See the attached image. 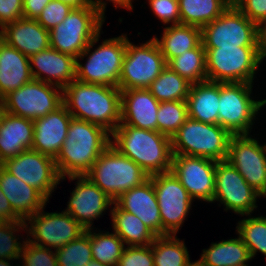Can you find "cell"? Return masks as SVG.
<instances>
[{
  "label": "cell",
  "mask_w": 266,
  "mask_h": 266,
  "mask_svg": "<svg viewBox=\"0 0 266 266\" xmlns=\"http://www.w3.org/2000/svg\"><path fill=\"white\" fill-rule=\"evenodd\" d=\"M181 24L203 28L218 18L232 0H178Z\"/></svg>",
  "instance_id": "1f68e13d"
},
{
  "label": "cell",
  "mask_w": 266,
  "mask_h": 266,
  "mask_svg": "<svg viewBox=\"0 0 266 266\" xmlns=\"http://www.w3.org/2000/svg\"><path fill=\"white\" fill-rule=\"evenodd\" d=\"M148 3L154 16L163 22V26L181 24L178 0H148Z\"/></svg>",
  "instance_id": "7bdbcfd3"
},
{
  "label": "cell",
  "mask_w": 266,
  "mask_h": 266,
  "mask_svg": "<svg viewBox=\"0 0 266 266\" xmlns=\"http://www.w3.org/2000/svg\"><path fill=\"white\" fill-rule=\"evenodd\" d=\"M160 102L148 89L121 90V122L140 129L157 131V112Z\"/></svg>",
  "instance_id": "603a6c76"
},
{
  "label": "cell",
  "mask_w": 266,
  "mask_h": 266,
  "mask_svg": "<svg viewBox=\"0 0 266 266\" xmlns=\"http://www.w3.org/2000/svg\"><path fill=\"white\" fill-rule=\"evenodd\" d=\"M32 78L62 89L76 79V59L52 47L29 57Z\"/></svg>",
  "instance_id": "ffe728a7"
},
{
  "label": "cell",
  "mask_w": 266,
  "mask_h": 266,
  "mask_svg": "<svg viewBox=\"0 0 266 266\" xmlns=\"http://www.w3.org/2000/svg\"><path fill=\"white\" fill-rule=\"evenodd\" d=\"M207 80L218 83L254 84L263 63L257 46L204 48Z\"/></svg>",
  "instance_id": "ba28073f"
},
{
  "label": "cell",
  "mask_w": 266,
  "mask_h": 266,
  "mask_svg": "<svg viewBox=\"0 0 266 266\" xmlns=\"http://www.w3.org/2000/svg\"><path fill=\"white\" fill-rule=\"evenodd\" d=\"M86 266H110V265H105V264H102L98 261H95V260H92L89 264H87Z\"/></svg>",
  "instance_id": "db71d44e"
},
{
  "label": "cell",
  "mask_w": 266,
  "mask_h": 266,
  "mask_svg": "<svg viewBox=\"0 0 266 266\" xmlns=\"http://www.w3.org/2000/svg\"><path fill=\"white\" fill-rule=\"evenodd\" d=\"M58 266H86L92 260L91 233L86 230L78 238L55 250Z\"/></svg>",
  "instance_id": "74e56055"
},
{
  "label": "cell",
  "mask_w": 266,
  "mask_h": 266,
  "mask_svg": "<svg viewBox=\"0 0 266 266\" xmlns=\"http://www.w3.org/2000/svg\"><path fill=\"white\" fill-rule=\"evenodd\" d=\"M3 113H4L3 105H0V121L3 116Z\"/></svg>",
  "instance_id": "9f6ffc18"
},
{
  "label": "cell",
  "mask_w": 266,
  "mask_h": 266,
  "mask_svg": "<svg viewBox=\"0 0 266 266\" xmlns=\"http://www.w3.org/2000/svg\"><path fill=\"white\" fill-rule=\"evenodd\" d=\"M114 203L137 216L156 236H162V222L156 193L150 179L121 194Z\"/></svg>",
  "instance_id": "7402d4cb"
},
{
  "label": "cell",
  "mask_w": 266,
  "mask_h": 266,
  "mask_svg": "<svg viewBox=\"0 0 266 266\" xmlns=\"http://www.w3.org/2000/svg\"><path fill=\"white\" fill-rule=\"evenodd\" d=\"M71 114L62 104L45 117L33 120L34 133L31 149L56 158L67 137Z\"/></svg>",
  "instance_id": "44dd1931"
},
{
  "label": "cell",
  "mask_w": 266,
  "mask_h": 266,
  "mask_svg": "<svg viewBox=\"0 0 266 266\" xmlns=\"http://www.w3.org/2000/svg\"><path fill=\"white\" fill-rule=\"evenodd\" d=\"M68 178L69 181H77L64 211L84 229H92L93 221L103 216L106 210H111L109 207H112L114 200L85 175L68 176Z\"/></svg>",
  "instance_id": "d6986e66"
},
{
  "label": "cell",
  "mask_w": 266,
  "mask_h": 266,
  "mask_svg": "<svg viewBox=\"0 0 266 266\" xmlns=\"http://www.w3.org/2000/svg\"><path fill=\"white\" fill-rule=\"evenodd\" d=\"M110 135L101 126L72 117L67 137L55 158L61 182L68 176L85 175L110 145Z\"/></svg>",
  "instance_id": "7a4b0ae2"
},
{
  "label": "cell",
  "mask_w": 266,
  "mask_h": 266,
  "mask_svg": "<svg viewBox=\"0 0 266 266\" xmlns=\"http://www.w3.org/2000/svg\"><path fill=\"white\" fill-rule=\"evenodd\" d=\"M6 171L37 189L48 201L61 182L55 159L29 149L0 164Z\"/></svg>",
  "instance_id": "2e32d148"
},
{
  "label": "cell",
  "mask_w": 266,
  "mask_h": 266,
  "mask_svg": "<svg viewBox=\"0 0 266 266\" xmlns=\"http://www.w3.org/2000/svg\"><path fill=\"white\" fill-rule=\"evenodd\" d=\"M166 66L167 62L153 37L136 45L126 34V52L118 87L120 90L147 89Z\"/></svg>",
  "instance_id": "30bf717a"
},
{
  "label": "cell",
  "mask_w": 266,
  "mask_h": 266,
  "mask_svg": "<svg viewBox=\"0 0 266 266\" xmlns=\"http://www.w3.org/2000/svg\"><path fill=\"white\" fill-rule=\"evenodd\" d=\"M23 17V0H0V29Z\"/></svg>",
  "instance_id": "bcb514c9"
},
{
  "label": "cell",
  "mask_w": 266,
  "mask_h": 266,
  "mask_svg": "<svg viewBox=\"0 0 266 266\" xmlns=\"http://www.w3.org/2000/svg\"><path fill=\"white\" fill-rule=\"evenodd\" d=\"M253 85L246 82L219 83L218 125L232 135L250 134L266 99L255 100Z\"/></svg>",
  "instance_id": "52a82bcc"
},
{
  "label": "cell",
  "mask_w": 266,
  "mask_h": 266,
  "mask_svg": "<svg viewBox=\"0 0 266 266\" xmlns=\"http://www.w3.org/2000/svg\"><path fill=\"white\" fill-rule=\"evenodd\" d=\"M250 135L231 136L226 160L256 192L266 198V142L260 144Z\"/></svg>",
  "instance_id": "e0dca14e"
},
{
  "label": "cell",
  "mask_w": 266,
  "mask_h": 266,
  "mask_svg": "<svg viewBox=\"0 0 266 266\" xmlns=\"http://www.w3.org/2000/svg\"><path fill=\"white\" fill-rule=\"evenodd\" d=\"M104 22L105 18L91 6L73 8L50 30V47L76 59L102 31Z\"/></svg>",
  "instance_id": "9c48e42d"
},
{
  "label": "cell",
  "mask_w": 266,
  "mask_h": 266,
  "mask_svg": "<svg viewBox=\"0 0 266 266\" xmlns=\"http://www.w3.org/2000/svg\"><path fill=\"white\" fill-rule=\"evenodd\" d=\"M87 229L91 233V251L93 260L105 265L116 266L125 249V243L114 232ZM94 230V231H93Z\"/></svg>",
  "instance_id": "d590c367"
},
{
  "label": "cell",
  "mask_w": 266,
  "mask_h": 266,
  "mask_svg": "<svg viewBox=\"0 0 266 266\" xmlns=\"http://www.w3.org/2000/svg\"><path fill=\"white\" fill-rule=\"evenodd\" d=\"M29 57L7 45L0 43V97L32 80Z\"/></svg>",
  "instance_id": "4316f807"
},
{
  "label": "cell",
  "mask_w": 266,
  "mask_h": 266,
  "mask_svg": "<svg viewBox=\"0 0 266 266\" xmlns=\"http://www.w3.org/2000/svg\"><path fill=\"white\" fill-rule=\"evenodd\" d=\"M0 188L12 209L23 219L45 208L49 201L34 187L6 171L0 165Z\"/></svg>",
  "instance_id": "d4e9b609"
},
{
  "label": "cell",
  "mask_w": 266,
  "mask_h": 266,
  "mask_svg": "<svg viewBox=\"0 0 266 266\" xmlns=\"http://www.w3.org/2000/svg\"><path fill=\"white\" fill-rule=\"evenodd\" d=\"M58 1L66 3L73 8H83L86 6H91L89 0H58Z\"/></svg>",
  "instance_id": "816d5d0a"
},
{
  "label": "cell",
  "mask_w": 266,
  "mask_h": 266,
  "mask_svg": "<svg viewBox=\"0 0 266 266\" xmlns=\"http://www.w3.org/2000/svg\"><path fill=\"white\" fill-rule=\"evenodd\" d=\"M186 103L189 118L218 124L219 83L206 80L192 84Z\"/></svg>",
  "instance_id": "83f0119b"
},
{
  "label": "cell",
  "mask_w": 266,
  "mask_h": 266,
  "mask_svg": "<svg viewBox=\"0 0 266 266\" xmlns=\"http://www.w3.org/2000/svg\"><path fill=\"white\" fill-rule=\"evenodd\" d=\"M19 262L21 266H58L55 250L35 245L27 239Z\"/></svg>",
  "instance_id": "60d3db41"
},
{
  "label": "cell",
  "mask_w": 266,
  "mask_h": 266,
  "mask_svg": "<svg viewBox=\"0 0 266 266\" xmlns=\"http://www.w3.org/2000/svg\"><path fill=\"white\" fill-rule=\"evenodd\" d=\"M73 7L58 0H51L36 21L50 31L67 17Z\"/></svg>",
  "instance_id": "b9f144b4"
},
{
  "label": "cell",
  "mask_w": 266,
  "mask_h": 266,
  "mask_svg": "<svg viewBox=\"0 0 266 266\" xmlns=\"http://www.w3.org/2000/svg\"><path fill=\"white\" fill-rule=\"evenodd\" d=\"M116 266H154L152 244L126 246Z\"/></svg>",
  "instance_id": "ee69618b"
},
{
  "label": "cell",
  "mask_w": 266,
  "mask_h": 266,
  "mask_svg": "<svg viewBox=\"0 0 266 266\" xmlns=\"http://www.w3.org/2000/svg\"><path fill=\"white\" fill-rule=\"evenodd\" d=\"M51 0H23V17L36 20Z\"/></svg>",
  "instance_id": "c3c4849f"
},
{
  "label": "cell",
  "mask_w": 266,
  "mask_h": 266,
  "mask_svg": "<svg viewBox=\"0 0 266 266\" xmlns=\"http://www.w3.org/2000/svg\"><path fill=\"white\" fill-rule=\"evenodd\" d=\"M257 50L263 62L266 58V20L257 25Z\"/></svg>",
  "instance_id": "f907efd6"
},
{
  "label": "cell",
  "mask_w": 266,
  "mask_h": 266,
  "mask_svg": "<svg viewBox=\"0 0 266 266\" xmlns=\"http://www.w3.org/2000/svg\"><path fill=\"white\" fill-rule=\"evenodd\" d=\"M113 231L126 246L151 245L156 235L134 214L126 212L113 203L111 210Z\"/></svg>",
  "instance_id": "4dcf8cb0"
},
{
  "label": "cell",
  "mask_w": 266,
  "mask_h": 266,
  "mask_svg": "<svg viewBox=\"0 0 266 266\" xmlns=\"http://www.w3.org/2000/svg\"><path fill=\"white\" fill-rule=\"evenodd\" d=\"M102 32L76 58V80L84 83L118 87L126 52V34L103 39L100 45L93 48L99 42ZM84 58H86V62L83 64L81 60H84Z\"/></svg>",
  "instance_id": "277c9868"
},
{
  "label": "cell",
  "mask_w": 266,
  "mask_h": 266,
  "mask_svg": "<svg viewBox=\"0 0 266 266\" xmlns=\"http://www.w3.org/2000/svg\"><path fill=\"white\" fill-rule=\"evenodd\" d=\"M232 134L218 124L187 118L171 138L172 155H186L225 161Z\"/></svg>",
  "instance_id": "8992f818"
},
{
  "label": "cell",
  "mask_w": 266,
  "mask_h": 266,
  "mask_svg": "<svg viewBox=\"0 0 266 266\" xmlns=\"http://www.w3.org/2000/svg\"><path fill=\"white\" fill-rule=\"evenodd\" d=\"M216 162L203 157L172 155L171 171L194 201L213 203Z\"/></svg>",
  "instance_id": "ac0fdd59"
},
{
  "label": "cell",
  "mask_w": 266,
  "mask_h": 266,
  "mask_svg": "<svg viewBox=\"0 0 266 266\" xmlns=\"http://www.w3.org/2000/svg\"><path fill=\"white\" fill-rule=\"evenodd\" d=\"M110 144L149 176L171 171V138L158 131L118 125L111 133Z\"/></svg>",
  "instance_id": "3957f363"
},
{
  "label": "cell",
  "mask_w": 266,
  "mask_h": 266,
  "mask_svg": "<svg viewBox=\"0 0 266 266\" xmlns=\"http://www.w3.org/2000/svg\"><path fill=\"white\" fill-rule=\"evenodd\" d=\"M261 197L227 160L216 162L213 203L217 201L224 211L231 210L242 217L257 210Z\"/></svg>",
  "instance_id": "9a60e30c"
},
{
  "label": "cell",
  "mask_w": 266,
  "mask_h": 266,
  "mask_svg": "<svg viewBox=\"0 0 266 266\" xmlns=\"http://www.w3.org/2000/svg\"><path fill=\"white\" fill-rule=\"evenodd\" d=\"M232 3L257 25L266 20V0H232Z\"/></svg>",
  "instance_id": "f6af8a7d"
},
{
  "label": "cell",
  "mask_w": 266,
  "mask_h": 266,
  "mask_svg": "<svg viewBox=\"0 0 266 266\" xmlns=\"http://www.w3.org/2000/svg\"><path fill=\"white\" fill-rule=\"evenodd\" d=\"M244 216L247 218L238 221L236 233L247 246L251 259L256 257L257 252L266 257V216Z\"/></svg>",
  "instance_id": "8d00e7d4"
},
{
  "label": "cell",
  "mask_w": 266,
  "mask_h": 266,
  "mask_svg": "<svg viewBox=\"0 0 266 266\" xmlns=\"http://www.w3.org/2000/svg\"><path fill=\"white\" fill-rule=\"evenodd\" d=\"M3 41L30 57L50 47V31L34 19H18L1 29Z\"/></svg>",
  "instance_id": "cb8c5ba5"
},
{
  "label": "cell",
  "mask_w": 266,
  "mask_h": 266,
  "mask_svg": "<svg viewBox=\"0 0 266 266\" xmlns=\"http://www.w3.org/2000/svg\"><path fill=\"white\" fill-rule=\"evenodd\" d=\"M113 3V7L117 8H125L127 10H133V0H89L90 5L93 9H95L103 18L106 19L105 11L108 2Z\"/></svg>",
  "instance_id": "7dc6e473"
},
{
  "label": "cell",
  "mask_w": 266,
  "mask_h": 266,
  "mask_svg": "<svg viewBox=\"0 0 266 266\" xmlns=\"http://www.w3.org/2000/svg\"><path fill=\"white\" fill-rule=\"evenodd\" d=\"M206 50L201 42L196 48L184 51L167 62V66L191 84L207 80Z\"/></svg>",
  "instance_id": "836d02e7"
},
{
  "label": "cell",
  "mask_w": 266,
  "mask_h": 266,
  "mask_svg": "<svg viewBox=\"0 0 266 266\" xmlns=\"http://www.w3.org/2000/svg\"><path fill=\"white\" fill-rule=\"evenodd\" d=\"M25 224L26 239L29 242L54 250L65 246L86 231L64 210L50 213L44 211L43 208L29 216L25 220Z\"/></svg>",
  "instance_id": "5bb4252c"
},
{
  "label": "cell",
  "mask_w": 266,
  "mask_h": 266,
  "mask_svg": "<svg viewBox=\"0 0 266 266\" xmlns=\"http://www.w3.org/2000/svg\"><path fill=\"white\" fill-rule=\"evenodd\" d=\"M192 84L168 66L147 88L159 101H186Z\"/></svg>",
  "instance_id": "e575fe53"
},
{
  "label": "cell",
  "mask_w": 266,
  "mask_h": 266,
  "mask_svg": "<svg viewBox=\"0 0 266 266\" xmlns=\"http://www.w3.org/2000/svg\"><path fill=\"white\" fill-rule=\"evenodd\" d=\"M0 215H2L7 221H21L23 220L13 209L3 194L2 189L0 188Z\"/></svg>",
  "instance_id": "681fc988"
},
{
  "label": "cell",
  "mask_w": 266,
  "mask_h": 266,
  "mask_svg": "<svg viewBox=\"0 0 266 266\" xmlns=\"http://www.w3.org/2000/svg\"><path fill=\"white\" fill-rule=\"evenodd\" d=\"M160 38L154 35L166 62L184 51L196 48L201 41V28L187 24L165 26Z\"/></svg>",
  "instance_id": "f546056e"
},
{
  "label": "cell",
  "mask_w": 266,
  "mask_h": 266,
  "mask_svg": "<svg viewBox=\"0 0 266 266\" xmlns=\"http://www.w3.org/2000/svg\"><path fill=\"white\" fill-rule=\"evenodd\" d=\"M156 193L162 235H177L195 202L172 171L149 176Z\"/></svg>",
  "instance_id": "4fadbf2b"
},
{
  "label": "cell",
  "mask_w": 266,
  "mask_h": 266,
  "mask_svg": "<svg viewBox=\"0 0 266 266\" xmlns=\"http://www.w3.org/2000/svg\"><path fill=\"white\" fill-rule=\"evenodd\" d=\"M251 260L249 250L239 236L212 242L198 259L202 266H249Z\"/></svg>",
  "instance_id": "f1b7e54d"
},
{
  "label": "cell",
  "mask_w": 266,
  "mask_h": 266,
  "mask_svg": "<svg viewBox=\"0 0 266 266\" xmlns=\"http://www.w3.org/2000/svg\"><path fill=\"white\" fill-rule=\"evenodd\" d=\"M85 176L114 201L124 192L149 179V175L139 165L111 144L100 154Z\"/></svg>",
  "instance_id": "5b68a950"
},
{
  "label": "cell",
  "mask_w": 266,
  "mask_h": 266,
  "mask_svg": "<svg viewBox=\"0 0 266 266\" xmlns=\"http://www.w3.org/2000/svg\"><path fill=\"white\" fill-rule=\"evenodd\" d=\"M33 133V120L4 111L0 121V164L31 149Z\"/></svg>",
  "instance_id": "484cf974"
},
{
  "label": "cell",
  "mask_w": 266,
  "mask_h": 266,
  "mask_svg": "<svg viewBox=\"0 0 266 266\" xmlns=\"http://www.w3.org/2000/svg\"><path fill=\"white\" fill-rule=\"evenodd\" d=\"M187 118L186 101L160 102L157 112V131L172 138Z\"/></svg>",
  "instance_id": "f35d334b"
},
{
  "label": "cell",
  "mask_w": 266,
  "mask_h": 266,
  "mask_svg": "<svg viewBox=\"0 0 266 266\" xmlns=\"http://www.w3.org/2000/svg\"><path fill=\"white\" fill-rule=\"evenodd\" d=\"M17 261L20 259H0V266H13V261ZM12 263V264H11ZM15 266H21L20 264H16Z\"/></svg>",
  "instance_id": "f5cc1de1"
},
{
  "label": "cell",
  "mask_w": 266,
  "mask_h": 266,
  "mask_svg": "<svg viewBox=\"0 0 266 266\" xmlns=\"http://www.w3.org/2000/svg\"><path fill=\"white\" fill-rule=\"evenodd\" d=\"M19 231L26 233L25 220L8 221L0 227V259H20L26 238H21Z\"/></svg>",
  "instance_id": "ab89813d"
},
{
  "label": "cell",
  "mask_w": 266,
  "mask_h": 266,
  "mask_svg": "<svg viewBox=\"0 0 266 266\" xmlns=\"http://www.w3.org/2000/svg\"><path fill=\"white\" fill-rule=\"evenodd\" d=\"M187 266H202V265L198 260H196L194 262L193 261L190 262Z\"/></svg>",
  "instance_id": "11a10c76"
},
{
  "label": "cell",
  "mask_w": 266,
  "mask_h": 266,
  "mask_svg": "<svg viewBox=\"0 0 266 266\" xmlns=\"http://www.w3.org/2000/svg\"><path fill=\"white\" fill-rule=\"evenodd\" d=\"M62 103L73 118L101 126L110 134L121 122L119 87L75 79L62 89Z\"/></svg>",
  "instance_id": "6da1fadb"
},
{
  "label": "cell",
  "mask_w": 266,
  "mask_h": 266,
  "mask_svg": "<svg viewBox=\"0 0 266 266\" xmlns=\"http://www.w3.org/2000/svg\"><path fill=\"white\" fill-rule=\"evenodd\" d=\"M204 48L257 46V24L233 3L201 29Z\"/></svg>",
  "instance_id": "7c38bea8"
},
{
  "label": "cell",
  "mask_w": 266,
  "mask_h": 266,
  "mask_svg": "<svg viewBox=\"0 0 266 266\" xmlns=\"http://www.w3.org/2000/svg\"><path fill=\"white\" fill-rule=\"evenodd\" d=\"M62 104L61 87L35 79L2 99L5 112L30 120L45 117Z\"/></svg>",
  "instance_id": "8fae6325"
},
{
  "label": "cell",
  "mask_w": 266,
  "mask_h": 266,
  "mask_svg": "<svg viewBox=\"0 0 266 266\" xmlns=\"http://www.w3.org/2000/svg\"><path fill=\"white\" fill-rule=\"evenodd\" d=\"M152 254L154 266H187L192 261L184 240L177 235L156 236Z\"/></svg>",
  "instance_id": "d6a6232c"
},
{
  "label": "cell",
  "mask_w": 266,
  "mask_h": 266,
  "mask_svg": "<svg viewBox=\"0 0 266 266\" xmlns=\"http://www.w3.org/2000/svg\"><path fill=\"white\" fill-rule=\"evenodd\" d=\"M3 41V38H2V34H1V31H0V43Z\"/></svg>",
  "instance_id": "6f0895ef"
}]
</instances>
